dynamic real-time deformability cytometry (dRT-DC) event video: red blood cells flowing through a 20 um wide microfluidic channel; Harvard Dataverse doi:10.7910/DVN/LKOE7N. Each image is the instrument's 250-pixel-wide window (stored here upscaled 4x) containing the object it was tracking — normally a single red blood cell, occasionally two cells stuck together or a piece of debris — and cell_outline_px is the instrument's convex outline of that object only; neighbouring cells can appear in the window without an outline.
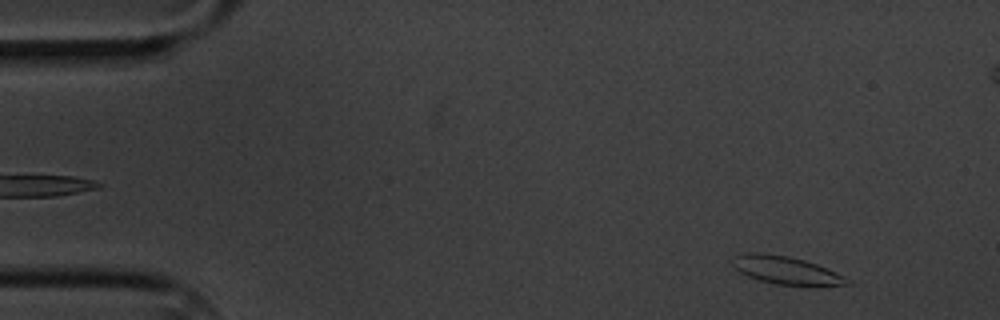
{"species": "common noctule bat (a hibernating species)", "species_latin": "Nyctalus noctula", "temperature_condition": "cold", "stored_images_in_passage": 5, "camera_frame_rate_fps": 3000, "um_per_image_px": 0.085, "animal": {"sex": "male", "body_mass_g": 20.1, "forearm_length_mm": 53.5}, "frame": {"image": 1, "passage_image": 1, "time_ms": 0.0, "image_size_px": [1000, 320], "cell_outline_px": [[856, 284], [816, 288], [776, 284], [760, 280], [748, 276], [740, 272], [732, 264], [732, 256], [744, 252], [756, 252], [788, 256], [804, 260], [816, 264], [836, 272], [852, 280]], "centroid_in_image_um": [66.92, 23.02], "position_along_channel_um": 18.1, "area_um2": 19.42}}